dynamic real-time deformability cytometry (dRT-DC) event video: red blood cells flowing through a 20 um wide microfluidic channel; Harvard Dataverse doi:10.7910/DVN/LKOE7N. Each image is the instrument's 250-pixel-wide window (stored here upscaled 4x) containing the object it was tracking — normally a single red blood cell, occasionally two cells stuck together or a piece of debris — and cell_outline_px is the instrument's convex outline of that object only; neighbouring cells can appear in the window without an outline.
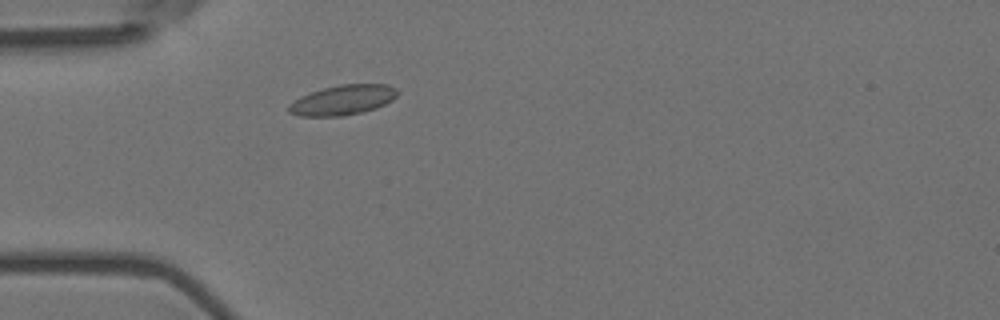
{"species": "Egyptian fruit bat (a non-hibernating species)", "species_latin": "Rousettus aegyptiacus", "temperature_condition": "room temperature", "stored_images_in_passage": 48, "camera_frame_rate_fps": 3000, "um_per_image_px": 0.085, "animal": {"sex": "female"}, "frame": {"image": 1, "passage_image": 9, "time_ms": 2.667, "image_size_px": [1000, 320], "cell_outline_px": [[396, 96], [392, 100], [376, 108], [364, 112], [344, 116], [300, 116], [288, 112], [288, 104], [300, 96], [324, 88], [340, 84], [388, 84], [396, 88]], "centroid_in_image_um": [29.12, 8.51], "position_along_channel_um": 55.9, "area_um2": 18.96}}
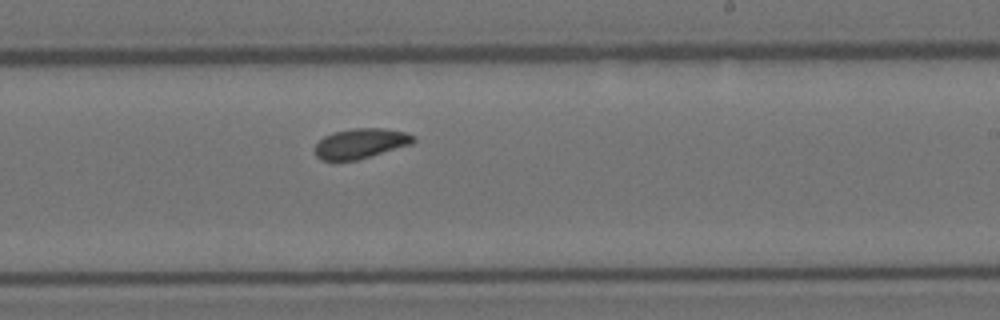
{"frame": {"image": 2, "passage_image": 26, "time_ms": 8.333, "image_size_px": [1000, 320], "cell_outline_px": [[416, 140], [412, 144], [356, 160], [320, 160], [316, 156], [316, 144], [324, 136], [332, 132], [352, 128], [384, 128], [404, 132], [416, 136]], "centroid_in_image_um": [30.67, 12.18], "position_along_channel_um": 258.3, "area_um2": 17.17}}
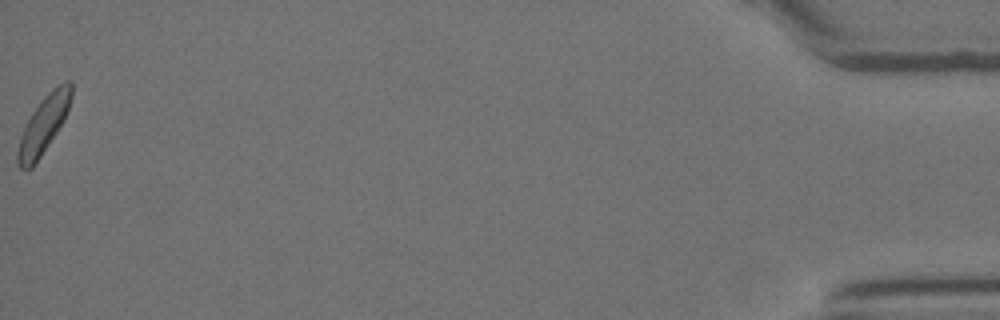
{"frame": {"image": 3, "passage_image": 48, "time_ms": 15.667, "image_size_px": [1000, 320], "cell_outline_px": [[72, 96], [64, 120], [32, 168], [28, 172], [20, 168], [16, 160], [16, 152], [20, 136], [32, 112], [40, 100], [52, 88], [64, 80], [72, 80]], "centroid_in_image_um": [3.69, 10.58], "position_along_channel_um": 431.5, "area_um2": 17.92}, "authors_computed_cell_mechanics": {"area_um2": 17.5423, "velocity_mm_per_s": 3.688, "shape_relaxation_time_tau1_ms": 3.9612, "shape_relaxation_time_tau2_ms": 6.2703, "deformation_change_tau1": 0.065, "deformation_change_tau2": 0.1164}}